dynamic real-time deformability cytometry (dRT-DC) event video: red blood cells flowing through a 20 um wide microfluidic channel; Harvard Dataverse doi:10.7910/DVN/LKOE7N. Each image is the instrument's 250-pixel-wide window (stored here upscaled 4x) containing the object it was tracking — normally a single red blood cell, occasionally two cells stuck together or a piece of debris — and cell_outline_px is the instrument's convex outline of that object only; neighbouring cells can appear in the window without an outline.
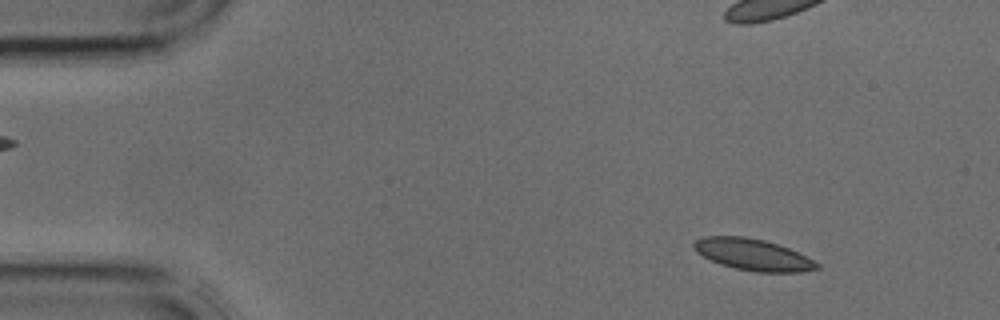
{"species": "common noctule bat (a hibernating species)", "species_latin": "Nyctalus noctula", "temperature_condition": "cold", "stored_images_in_passage": 4, "camera_frame_rate_fps": 3000, "um_per_image_px": 0.085, "animal": {"sex": "male", "body_mass_g": 17.9, "forearm_length_mm": 54.2}, "frame": {"image": 1, "passage_image": 1, "time_ms": 0.0, "image_size_px": [1000, 320], "cell_outline_px": [[820, 268], [800, 272], [756, 272], [736, 268], [720, 264], [696, 252], [692, 244], [696, 240], [704, 236], [744, 236], [764, 240], [788, 248], [820, 264]], "centroid_in_image_um": [63.98, 21.64], "position_along_channel_um": 21.0, "area_um2": 22.31}}